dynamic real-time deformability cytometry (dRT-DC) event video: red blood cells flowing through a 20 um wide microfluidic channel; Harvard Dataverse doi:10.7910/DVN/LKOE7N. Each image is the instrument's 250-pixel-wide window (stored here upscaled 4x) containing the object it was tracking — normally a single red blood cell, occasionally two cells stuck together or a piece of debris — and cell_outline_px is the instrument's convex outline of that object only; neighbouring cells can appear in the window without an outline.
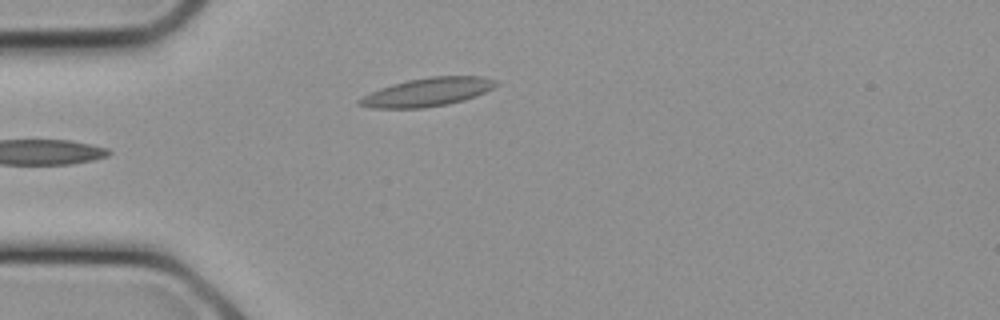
{"species": "common noctule bat (a hibernating species)", "species_latin": "Nyctalus noctula", "temperature_condition": "cold", "stored_images_in_passage": 4, "camera_frame_rate_fps": 3000, "um_per_image_px": 0.085, "animal": {"sex": "female", "body_mass_g": 21.9}, "frame": {"image": 1, "passage_image": 4, "time_ms": 1.0, "image_size_px": [1000, 320], "cell_outline_px": [[500, 84], [476, 96], [464, 100], [448, 104], [424, 108], [372, 108], [356, 104], [356, 100], [380, 88], [392, 84], [408, 80], [428, 76], [480, 76], [496, 80]], "centroid_in_image_um": [36.34, 7.83], "position_along_channel_um": 48.7, "area_um2": 22.66}}